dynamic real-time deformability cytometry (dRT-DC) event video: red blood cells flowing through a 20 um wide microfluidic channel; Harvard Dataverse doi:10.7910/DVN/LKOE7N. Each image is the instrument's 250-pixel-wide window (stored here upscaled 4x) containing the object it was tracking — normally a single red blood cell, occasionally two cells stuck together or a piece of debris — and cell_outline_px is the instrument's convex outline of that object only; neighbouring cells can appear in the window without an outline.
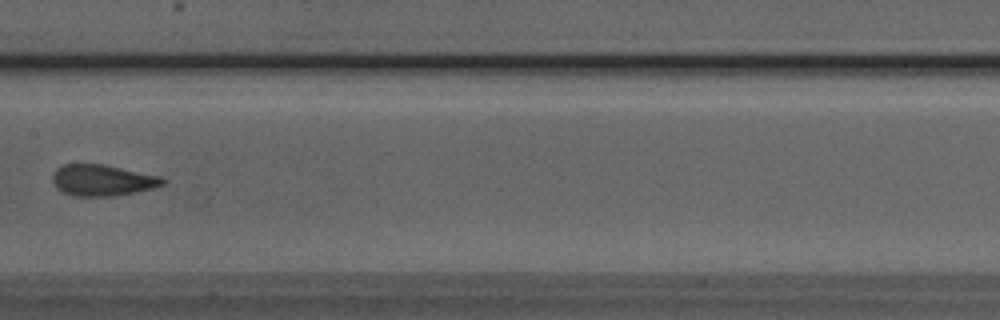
{"species": "Egyptian fruit bat (a non-hibernating species)", "species_latin": "Rousettus aegyptiacus", "temperature_condition": "room temperature", "stored_images_in_passage": 8, "camera_frame_rate_fps": 3000, "um_per_image_px": 0.085, "animal": {"sex": "male"}, "frame": {"image": 1, "passage_image": 7, "time_ms": 2.0, "image_size_px": [1000, 320], "cell_outline_px": [[168, 180], [164, 184], [152, 188], [116, 196], [76, 196], [64, 192], [56, 188], [52, 180], [52, 172], [56, 168], [64, 164], [104, 164], [160, 176]], "centroid_in_image_um": [8.69, 15.31], "position_along_channel_um": 198.7, "area_um2": 20.11}}
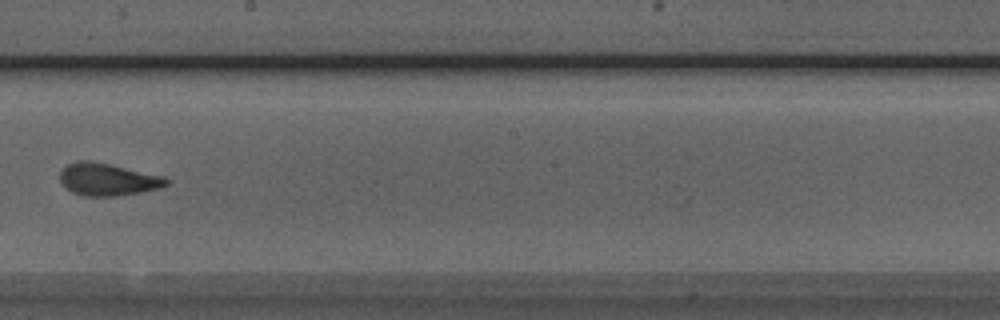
{"frame": {"image": 2, "passage_image": 8, "time_ms": 2.333, "image_size_px": [1000, 320], "cell_outline_px": [[168, 184], [160, 188], [140, 192], [116, 196], [84, 196], [72, 192], [64, 188], [60, 184], [60, 172], [68, 164], [76, 160], [92, 160], [112, 164], [164, 176], [168, 180]], "centroid_in_image_um": [9.12, 15.24], "position_along_channel_um": 239.1, "area_um2": 20.35}}